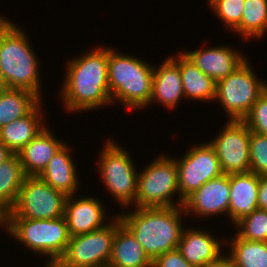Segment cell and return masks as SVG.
Masks as SVG:
<instances>
[{
  "mask_svg": "<svg viewBox=\"0 0 267 267\" xmlns=\"http://www.w3.org/2000/svg\"><path fill=\"white\" fill-rule=\"evenodd\" d=\"M66 63L60 97L67 113L88 112L111 105L108 84V47H95Z\"/></svg>",
  "mask_w": 267,
  "mask_h": 267,
  "instance_id": "cell-1",
  "label": "cell"
},
{
  "mask_svg": "<svg viewBox=\"0 0 267 267\" xmlns=\"http://www.w3.org/2000/svg\"><path fill=\"white\" fill-rule=\"evenodd\" d=\"M118 216L152 262L160 254L178 249L184 229L181 220L186 216L182 206L134 208Z\"/></svg>",
  "mask_w": 267,
  "mask_h": 267,
  "instance_id": "cell-2",
  "label": "cell"
},
{
  "mask_svg": "<svg viewBox=\"0 0 267 267\" xmlns=\"http://www.w3.org/2000/svg\"><path fill=\"white\" fill-rule=\"evenodd\" d=\"M31 46L26 32L13 20L0 28V70L8 88L24 89L42 99L40 57Z\"/></svg>",
  "mask_w": 267,
  "mask_h": 267,
  "instance_id": "cell-3",
  "label": "cell"
},
{
  "mask_svg": "<svg viewBox=\"0 0 267 267\" xmlns=\"http://www.w3.org/2000/svg\"><path fill=\"white\" fill-rule=\"evenodd\" d=\"M154 65L108 47V84L113 102L119 101L128 110L147 108L153 82Z\"/></svg>",
  "mask_w": 267,
  "mask_h": 267,
  "instance_id": "cell-4",
  "label": "cell"
},
{
  "mask_svg": "<svg viewBox=\"0 0 267 267\" xmlns=\"http://www.w3.org/2000/svg\"><path fill=\"white\" fill-rule=\"evenodd\" d=\"M27 250L61 258L71 239L65 216L55 219L5 218V229Z\"/></svg>",
  "mask_w": 267,
  "mask_h": 267,
  "instance_id": "cell-5",
  "label": "cell"
},
{
  "mask_svg": "<svg viewBox=\"0 0 267 267\" xmlns=\"http://www.w3.org/2000/svg\"><path fill=\"white\" fill-rule=\"evenodd\" d=\"M161 154L138 173L135 208L182 206L175 159ZM178 194L175 203L173 197ZM174 200V201H173Z\"/></svg>",
  "mask_w": 267,
  "mask_h": 267,
  "instance_id": "cell-6",
  "label": "cell"
},
{
  "mask_svg": "<svg viewBox=\"0 0 267 267\" xmlns=\"http://www.w3.org/2000/svg\"><path fill=\"white\" fill-rule=\"evenodd\" d=\"M110 139V140H109ZM99 153L98 170L100 180L113 199L122 205L123 209L135 203L138 172L133 159L127 150L111 138H108Z\"/></svg>",
  "mask_w": 267,
  "mask_h": 267,
  "instance_id": "cell-7",
  "label": "cell"
},
{
  "mask_svg": "<svg viewBox=\"0 0 267 267\" xmlns=\"http://www.w3.org/2000/svg\"><path fill=\"white\" fill-rule=\"evenodd\" d=\"M247 59L234 72L216 83V96L229 117L243 120L257 99L267 90V83L258 79Z\"/></svg>",
  "mask_w": 267,
  "mask_h": 267,
  "instance_id": "cell-8",
  "label": "cell"
},
{
  "mask_svg": "<svg viewBox=\"0 0 267 267\" xmlns=\"http://www.w3.org/2000/svg\"><path fill=\"white\" fill-rule=\"evenodd\" d=\"M67 196L39 176H26L18 199L5 218L55 219L64 216Z\"/></svg>",
  "mask_w": 267,
  "mask_h": 267,
  "instance_id": "cell-9",
  "label": "cell"
},
{
  "mask_svg": "<svg viewBox=\"0 0 267 267\" xmlns=\"http://www.w3.org/2000/svg\"><path fill=\"white\" fill-rule=\"evenodd\" d=\"M114 216L103 228L71 237L61 257L68 267L108 266L117 230V214Z\"/></svg>",
  "mask_w": 267,
  "mask_h": 267,
  "instance_id": "cell-10",
  "label": "cell"
},
{
  "mask_svg": "<svg viewBox=\"0 0 267 267\" xmlns=\"http://www.w3.org/2000/svg\"><path fill=\"white\" fill-rule=\"evenodd\" d=\"M180 158L174 157L180 198L183 200L207 181L223 174L216 152L209 142L191 146Z\"/></svg>",
  "mask_w": 267,
  "mask_h": 267,
  "instance_id": "cell-11",
  "label": "cell"
},
{
  "mask_svg": "<svg viewBox=\"0 0 267 267\" xmlns=\"http://www.w3.org/2000/svg\"><path fill=\"white\" fill-rule=\"evenodd\" d=\"M215 139L209 141L223 174L250 172V129L242 120H228Z\"/></svg>",
  "mask_w": 267,
  "mask_h": 267,
  "instance_id": "cell-12",
  "label": "cell"
},
{
  "mask_svg": "<svg viewBox=\"0 0 267 267\" xmlns=\"http://www.w3.org/2000/svg\"><path fill=\"white\" fill-rule=\"evenodd\" d=\"M230 174H222L204 183L184 199L183 209L187 216L198 217L227 215L230 201ZM190 213V214H189Z\"/></svg>",
  "mask_w": 267,
  "mask_h": 267,
  "instance_id": "cell-13",
  "label": "cell"
},
{
  "mask_svg": "<svg viewBox=\"0 0 267 267\" xmlns=\"http://www.w3.org/2000/svg\"><path fill=\"white\" fill-rule=\"evenodd\" d=\"M211 233L207 230L205 231V228L196 229L193 226L192 228L184 227L183 229L178 250L195 267H210L225 253L221 247L225 245L226 238L224 237L220 240L215 237V234L211 235Z\"/></svg>",
  "mask_w": 267,
  "mask_h": 267,
  "instance_id": "cell-14",
  "label": "cell"
},
{
  "mask_svg": "<svg viewBox=\"0 0 267 267\" xmlns=\"http://www.w3.org/2000/svg\"><path fill=\"white\" fill-rule=\"evenodd\" d=\"M193 64L216 83L234 72L246 60V55L230 48L229 44L211 48H197L183 52Z\"/></svg>",
  "mask_w": 267,
  "mask_h": 267,
  "instance_id": "cell-15",
  "label": "cell"
},
{
  "mask_svg": "<svg viewBox=\"0 0 267 267\" xmlns=\"http://www.w3.org/2000/svg\"><path fill=\"white\" fill-rule=\"evenodd\" d=\"M102 204L99 198L89 195L83 197H76V194L67 196L64 216L71 237L92 232L108 224L105 221L107 219L105 205Z\"/></svg>",
  "mask_w": 267,
  "mask_h": 267,
  "instance_id": "cell-16",
  "label": "cell"
},
{
  "mask_svg": "<svg viewBox=\"0 0 267 267\" xmlns=\"http://www.w3.org/2000/svg\"><path fill=\"white\" fill-rule=\"evenodd\" d=\"M160 66L154 65L152 94L148 104L152 105L162 103L160 105L172 110L179 105V101L183 98L185 100L182 80L179 70V53L169 55ZM152 103V104H151Z\"/></svg>",
  "mask_w": 267,
  "mask_h": 267,
  "instance_id": "cell-17",
  "label": "cell"
},
{
  "mask_svg": "<svg viewBox=\"0 0 267 267\" xmlns=\"http://www.w3.org/2000/svg\"><path fill=\"white\" fill-rule=\"evenodd\" d=\"M66 142L55 137L48 126L18 154L25 176H39L49 161Z\"/></svg>",
  "mask_w": 267,
  "mask_h": 267,
  "instance_id": "cell-18",
  "label": "cell"
},
{
  "mask_svg": "<svg viewBox=\"0 0 267 267\" xmlns=\"http://www.w3.org/2000/svg\"><path fill=\"white\" fill-rule=\"evenodd\" d=\"M259 175L247 172L230 174L228 218L236 224L258 208Z\"/></svg>",
  "mask_w": 267,
  "mask_h": 267,
  "instance_id": "cell-19",
  "label": "cell"
},
{
  "mask_svg": "<svg viewBox=\"0 0 267 267\" xmlns=\"http://www.w3.org/2000/svg\"><path fill=\"white\" fill-rule=\"evenodd\" d=\"M69 149L71 148L65 143L39 175L53 189L63 192L66 196L76 194L80 186L75 165L77 163L74 162Z\"/></svg>",
  "mask_w": 267,
  "mask_h": 267,
  "instance_id": "cell-20",
  "label": "cell"
},
{
  "mask_svg": "<svg viewBox=\"0 0 267 267\" xmlns=\"http://www.w3.org/2000/svg\"><path fill=\"white\" fill-rule=\"evenodd\" d=\"M42 102H40L28 115L18 118L0 128V141L14 154L19 153L39 132L47 126L43 118Z\"/></svg>",
  "mask_w": 267,
  "mask_h": 267,
  "instance_id": "cell-21",
  "label": "cell"
},
{
  "mask_svg": "<svg viewBox=\"0 0 267 267\" xmlns=\"http://www.w3.org/2000/svg\"><path fill=\"white\" fill-rule=\"evenodd\" d=\"M107 267H152V261L145 254L142 245L121 223L118 214L117 230Z\"/></svg>",
  "mask_w": 267,
  "mask_h": 267,
  "instance_id": "cell-22",
  "label": "cell"
},
{
  "mask_svg": "<svg viewBox=\"0 0 267 267\" xmlns=\"http://www.w3.org/2000/svg\"><path fill=\"white\" fill-rule=\"evenodd\" d=\"M179 70L185 98L208 102L215 100L216 82L193 64L183 51L179 52Z\"/></svg>",
  "mask_w": 267,
  "mask_h": 267,
  "instance_id": "cell-23",
  "label": "cell"
},
{
  "mask_svg": "<svg viewBox=\"0 0 267 267\" xmlns=\"http://www.w3.org/2000/svg\"><path fill=\"white\" fill-rule=\"evenodd\" d=\"M25 177L18 154L0 164V210L5 215L15 205Z\"/></svg>",
  "mask_w": 267,
  "mask_h": 267,
  "instance_id": "cell-24",
  "label": "cell"
},
{
  "mask_svg": "<svg viewBox=\"0 0 267 267\" xmlns=\"http://www.w3.org/2000/svg\"><path fill=\"white\" fill-rule=\"evenodd\" d=\"M41 101L24 89L7 88L0 92V128L28 115Z\"/></svg>",
  "mask_w": 267,
  "mask_h": 267,
  "instance_id": "cell-25",
  "label": "cell"
},
{
  "mask_svg": "<svg viewBox=\"0 0 267 267\" xmlns=\"http://www.w3.org/2000/svg\"><path fill=\"white\" fill-rule=\"evenodd\" d=\"M225 241L230 248L225 255L237 267H267V242L244 240L236 233Z\"/></svg>",
  "mask_w": 267,
  "mask_h": 267,
  "instance_id": "cell-26",
  "label": "cell"
},
{
  "mask_svg": "<svg viewBox=\"0 0 267 267\" xmlns=\"http://www.w3.org/2000/svg\"><path fill=\"white\" fill-rule=\"evenodd\" d=\"M242 39H261L267 32V0H245L241 24L234 30Z\"/></svg>",
  "mask_w": 267,
  "mask_h": 267,
  "instance_id": "cell-27",
  "label": "cell"
},
{
  "mask_svg": "<svg viewBox=\"0 0 267 267\" xmlns=\"http://www.w3.org/2000/svg\"><path fill=\"white\" fill-rule=\"evenodd\" d=\"M234 228L238 231L236 234L244 240L267 242V210L257 208L240 219Z\"/></svg>",
  "mask_w": 267,
  "mask_h": 267,
  "instance_id": "cell-28",
  "label": "cell"
},
{
  "mask_svg": "<svg viewBox=\"0 0 267 267\" xmlns=\"http://www.w3.org/2000/svg\"><path fill=\"white\" fill-rule=\"evenodd\" d=\"M245 0H208L207 4L227 30L234 31L240 24Z\"/></svg>",
  "mask_w": 267,
  "mask_h": 267,
  "instance_id": "cell-29",
  "label": "cell"
},
{
  "mask_svg": "<svg viewBox=\"0 0 267 267\" xmlns=\"http://www.w3.org/2000/svg\"><path fill=\"white\" fill-rule=\"evenodd\" d=\"M250 172L267 175V136L250 131Z\"/></svg>",
  "mask_w": 267,
  "mask_h": 267,
  "instance_id": "cell-30",
  "label": "cell"
},
{
  "mask_svg": "<svg viewBox=\"0 0 267 267\" xmlns=\"http://www.w3.org/2000/svg\"><path fill=\"white\" fill-rule=\"evenodd\" d=\"M242 121L250 131L267 136V90L257 99Z\"/></svg>",
  "mask_w": 267,
  "mask_h": 267,
  "instance_id": "cell-31",
  "label": "cell"
},
{
  "mask_svg": "<svg viewBox=\"0 0 267 267\" xmlns=\"http://www.w3.org/2000/svg\"><path fill=\"white\" fill-rule=\"evenodd\" d=\"M152 267H195L190 264L178 249L160 254L153 262Z\"/></svg>",
  "mask_w": 267,
  "mask_h": 267,
  "instance_id": "cell-32",
  "label": "cell"
},
{
  "mask_svg": "<svg viewBox=\"0 0 267 267\" xmlns=\"http://www.w3.org/2000/svg\"><path fill=\"white\" fill-rule=\"evenodd\" d=\"M258 208L267 210V175H259Z\"/></svg>",
  "mask_w": 267,
  "mask_h": 267,
  "instance_id": "cell-33",
  "label": "cell"
},
{
  "mask_svg": "<svg viewBox=\"0 0 267 267\" xmlns=\"http://www.w3.org/2000/svg\"><path fill=\"white\" fill-rule=\"evenodd\" d=\"M14 153L0 141V164L9 159Z\"/></svg>",
  "mask_w": 267,
  "mask_h": 267,
  "instance_id": "cell-34",
  "label": "cell"
},
{
  "mask_svg": "<svg viewBox=\"0 0 267 267\" xmlns=\"http://www.w3.org/2000/svg\"><path fill=\"white\" fill-rule=\"evenodd\" d=\"M210 267H237L225 254Z\"/></svg>",
  "mask_w": 267,
  "mask_h": 267,
  "instance_id": "cell-35",
  "label": "cell"
},
{
  "mask_svg": "<svg viewBox=\"0 0 267 267\" xmlns=\"http://www.w3.org/2000/svg\"><path fill=\"white\" fill-rule=\"evenodd\" d=\"M44 267H68L61 258H48Z\"/></svg>",
  "mask_w": 267,
  "mask_h": 267,
  "instance_id": "cell-36",
  "label": "cell"
},
{
  "mask_svg": "<svg viewBox=\"0 0 267 267\" xmlns=\"http://www.w3.org/2000/svg\"><path fill=\"white\" fill-rule=\"evenodd\" d=\"M8 88V85L4 79L3 73L0 70V92H3Z\"/></svg>",
  "mask_w": 267,
  "mask_h": 267,
  "instance_id": "cell-37",
  "label": "cell"
},
{
  "mask_svg": "<svg viewBox=\"0 0 267 267\" xmlns=\"http://www.w3.org/2000/svg\"><path fill=\"white\" fill-rule=\"evenodd\" d=\"M5 217L6 215L0 210V226L3 229L5 228Z\"/></svg>",
  "mask_w": 267,
  "mask_h": 267,
  "instance_id": "cell-38",
  "label": "cell"
},
{
  "mask_svg": "<svg viewBox=\"0 0 267 267\" xmlns=\"http://www.w3.org/2000/svg\"><path fill=\"white\" fill-rule=\"evenodd\" d=\"M3 15L0 16V28L5 24V22L8 20L6 17H2Z\"/></svg>",
  "mask_w": 267,
  "mask_h": 267,
  "instance_id": "cell-39",
  "label": "cell"
}]
</instances>
